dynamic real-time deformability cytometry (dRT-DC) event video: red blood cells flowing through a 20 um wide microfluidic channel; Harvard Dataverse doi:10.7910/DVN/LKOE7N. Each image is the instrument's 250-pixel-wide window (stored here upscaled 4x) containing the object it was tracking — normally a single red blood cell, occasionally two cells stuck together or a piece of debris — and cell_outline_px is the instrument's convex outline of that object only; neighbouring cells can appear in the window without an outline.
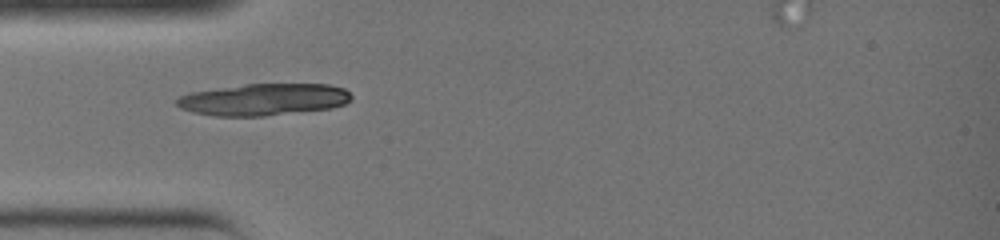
{"species": "common noctule bat (a hibernating species)", "species_latin": "Nyctalus noctula", "temperature_condition": "warm", "stored_images_in_passage": 25, "camera_frame_rate_fps": 3000, "um_per_image_px": 0.085, "animal": {"sex": "female", "body_mass_g": 19.0, "forearm_length_mm": 51.5}, "frame": {"image": 1, "passage_image": 1, "time_ms": 0.0, "image_size_px": [1000, 240], "cell_outline_px": [[352, 100], [344, 104], [332, 108], [264, 116], [212, 116], [192, 112], [180, 108], [176, 104], [176, 100], [180, 96], [192, 92], [244, 84], [328, 84], [344, 88], [352, 96]], "centroid_in_image_um": [22.42, 8.46], "position_along_channel_um": 62.6, "area_um2": 32.48}}
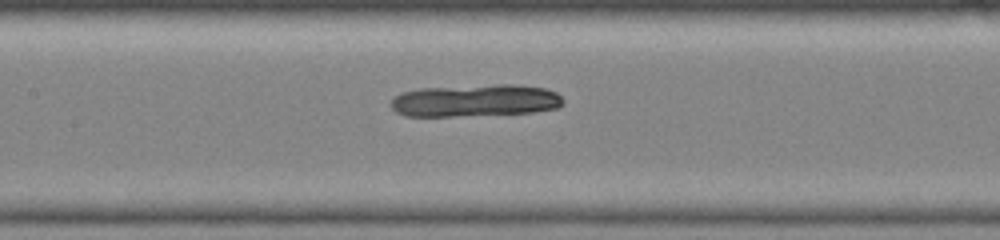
{"frame": {"image": 2, "passage_image": 7, "time_ms": 2.0, "image_size_px": [1000, 240], "cell_outline_px": [[564, 104], [560, 108], [532, 112], [452, 116], [404, 116], [396, 112], [388, 104], [400, 92], [420, 88], [496, 84], [520, 84], [544, 88], [556, 92], [564, 100]], "centroid_in_image_um": [40.4, 8.53], "position_along_channel_um": 167.0, "area_um2": 32.71}}
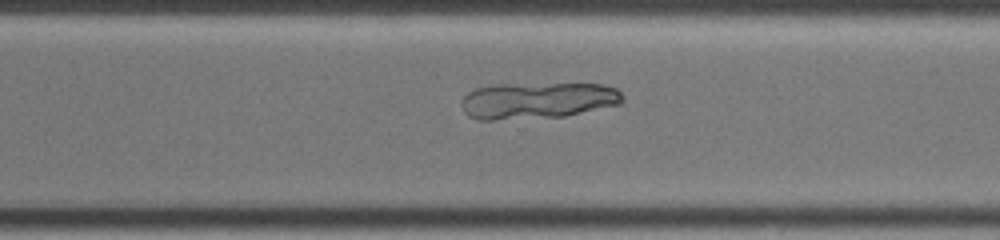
{"frame": {"image": 3, "passage_image": 16, "time_ms": 5.0, "image_size_px": [1000, 240], "cell_outline_px": [[624, 100], [620, 104], [564, 116], [492, 120], [476, 120], [468, 116], [464, 112], [460, 104], [460, 100], [468, 92], [476, 88], [492, 84], [604, 84], [616, 88], [624, 96]], "centroid_in_image_um": [45.65, 8.54], "position_along_channel_um": 325.0, "area_um2": 34.51}}